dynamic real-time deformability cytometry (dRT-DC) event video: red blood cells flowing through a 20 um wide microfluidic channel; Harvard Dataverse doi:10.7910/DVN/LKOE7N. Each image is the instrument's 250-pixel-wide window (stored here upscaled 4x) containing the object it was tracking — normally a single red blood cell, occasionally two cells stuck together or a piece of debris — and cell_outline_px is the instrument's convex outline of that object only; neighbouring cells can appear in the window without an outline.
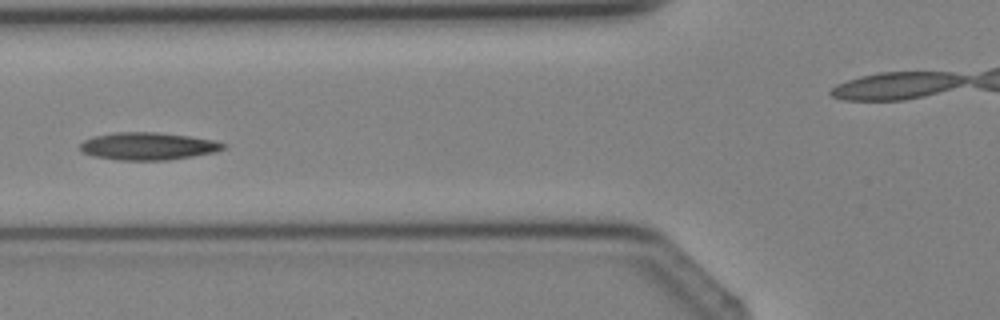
{"species": "Egyptian fruit bat (a non-hibernating species)", "species_latin": "Rousettus aegyptiacus", "temperature_condition": "cold", "stored_images_in_passage": 7, "camera_frame_rate_fps": 3000, "um_per_image_px": 0.085, "animal": {"sex": "female"}, "frame": {"image": 1, "passage_image": 5, "time_ms": 4.667, "image_size_px": [1000, 320], "cell_outline_px": [[228, 144], [224, 148], [216, 152], [168, 160], [116, 160], [92, 156], [80, 152], [80, 144], [84, 140], [92, 136], [112, 132], [156, 132], [188, 136], [216, 140]], "centroid_in_image_um": [12.55, 12.42], "position_along_channel_um": 113.2, "area_um2": 23.24}}
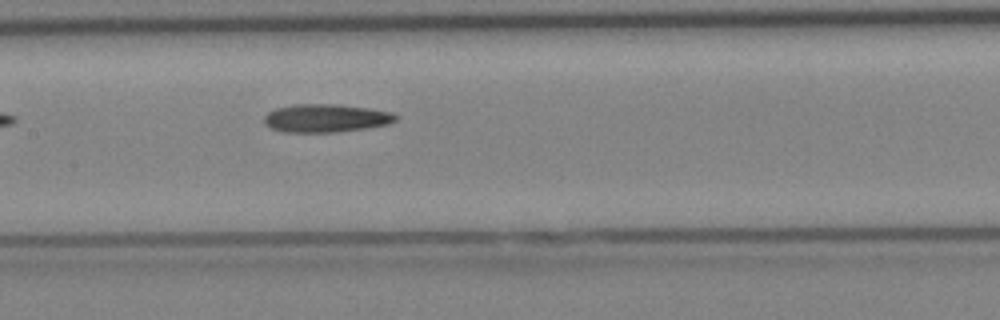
{"frame": {"image": 2, "passage_image": 7, "time_ms": 8.0, "image_size_px": [1000, 320], "cell_outline_px": [[400, 116], [396, 120], [388, 124], [364, 128], [336, 132], [284, 132], [268, 128], [264, 124], [264, 116], [268, 112], [276, 108], [292, 104], [336, 104], [368, 108], [392, 112]], "centroid_in_image_um": [27.67, 10.04], "position_along_channel_um": 179.7, "area_um2": 21.73}}